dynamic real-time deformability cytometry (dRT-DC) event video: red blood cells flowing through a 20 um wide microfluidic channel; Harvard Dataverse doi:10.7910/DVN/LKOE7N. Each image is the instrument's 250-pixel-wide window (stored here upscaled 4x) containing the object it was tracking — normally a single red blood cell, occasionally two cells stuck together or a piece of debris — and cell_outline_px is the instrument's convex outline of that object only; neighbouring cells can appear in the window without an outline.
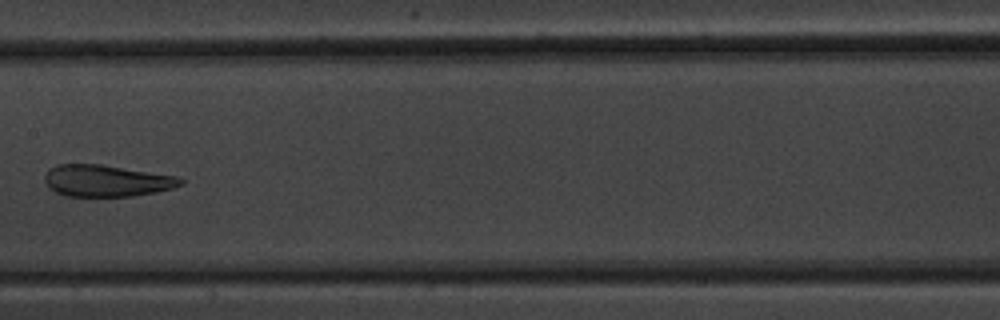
{"species": "common noctule bat (a hibernating species)", "species_latin": "Nyctalus noctula", "temperature_condition": "warm", "stored_images_in_passage": 14, "camera_frame_rate_fps": 3000, "um_per_image_px": 0.085, "animal": {"sex": "male", "body_mass_g": 20.1, "forearm_length_mm": 53.5}, "frame": {"image": 1, "passage_image": 7, "time_ms": 7.333, "image_size_px": [1000, 320], "cell_outline_px": [[184, 184], [172, 188], [156, 192], [132, 196], [64, 196], [48, 188], [44, 180], [44, 176], [48, 168], [56, 164], [104, 164], [180, 176], [184, 180]], "centroid_in_image_um": [9.06, 15.35], "position_along_channel_um": 198.3, "area_um2": 25.61}}
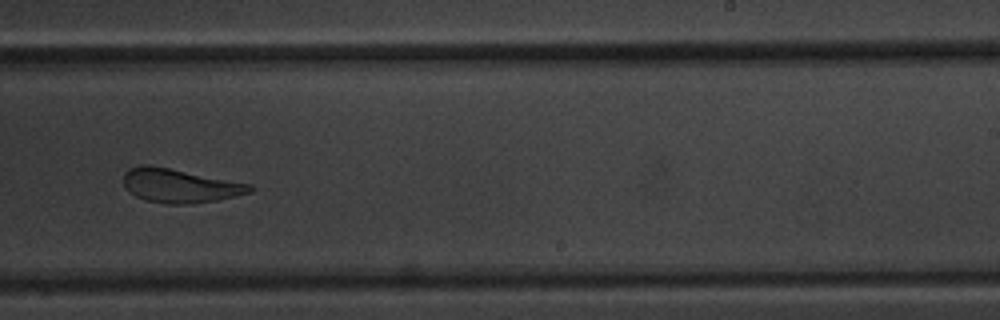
{"frame": {"image": 2, "passage_image": 9, "time_ms": 9.333, "image_size_px": [1000, 320], "cell_outline_px": [[256, 188], [252, 192], [236, 196], [216, 200], [188, 204], [164, 204], [148, 200], [136, 196], [128, 192], [124, 184], [124, 172], [128, 168], [140, 164], [148, 164], [252, 184]], "centroid_in_image_um": [15.28, 15.78], "position_along_channel_um": 273.7, "area_um2": 25.03}}
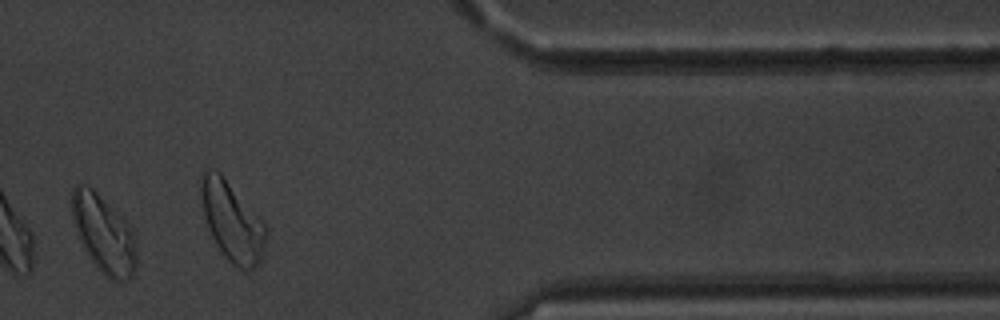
{"frame": {"image": 3, "passage_image": 12, "time_ms": 13.0, "image_size_px": [1000, 320], "cell_outline_px": [[136, 268], [132, 276], [128, 280], [112, 280], [88, 256], [76, 232], [72, 220], [72, 188], [76, 184], [84, 184], [92, 188], [124, 216], [136, 232]], "centroid_in_image_um": [8.85, 19.83], "position_along_channel_um": 402.5, "area_um2": 29.54}, "authors_computed_cell_mechanics": {"area_um2": 27.8596, "velocity_mm_per_s": 3.7856, "shape_relaxation_time_tau1_ms": 5.8793, "shape_relaxation_time_tau2_ms": 2.1192, "deformation_change_tau1": 0.172, "deformation_change_tau2": 0.1006}}